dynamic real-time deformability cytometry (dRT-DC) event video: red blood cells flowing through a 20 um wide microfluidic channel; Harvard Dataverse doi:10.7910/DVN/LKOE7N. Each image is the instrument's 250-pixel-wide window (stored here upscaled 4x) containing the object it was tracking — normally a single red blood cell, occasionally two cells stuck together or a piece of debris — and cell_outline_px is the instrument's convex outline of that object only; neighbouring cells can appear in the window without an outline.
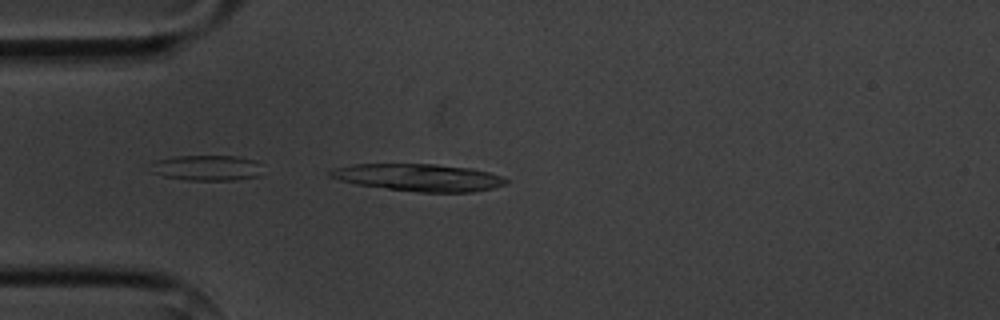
{"species": "common noctule bat (a hibernating species)", "species_latin": "Nyctalus noctula", "temperature_condition": "cold", "stored_images_in_passage": 3, "camera_frame_rate_fps": 3000, "um_per_image_px": 0.085, "animal": {"sex": "male", "body_mass_g": 20.1, "forearm_length_mm": 53.5}, "frame": {"image": 1, "passage_image": 3, "time_ms": 3.333, "image_size_px": [1000, 320], "cell_outline_px": [[508, 184], [492, 188], [472, 192], [420, 192], [356, 184], [340, 180], [328, 176], [328, 172], [332, 168], [352, 164], [436, 164], [472, 168], [504, 176], [508, 180]], "centroid_in_image_um": [35.62, 15.07], "position_along_channel_um": 49.4, "area_um2": 27.98}}